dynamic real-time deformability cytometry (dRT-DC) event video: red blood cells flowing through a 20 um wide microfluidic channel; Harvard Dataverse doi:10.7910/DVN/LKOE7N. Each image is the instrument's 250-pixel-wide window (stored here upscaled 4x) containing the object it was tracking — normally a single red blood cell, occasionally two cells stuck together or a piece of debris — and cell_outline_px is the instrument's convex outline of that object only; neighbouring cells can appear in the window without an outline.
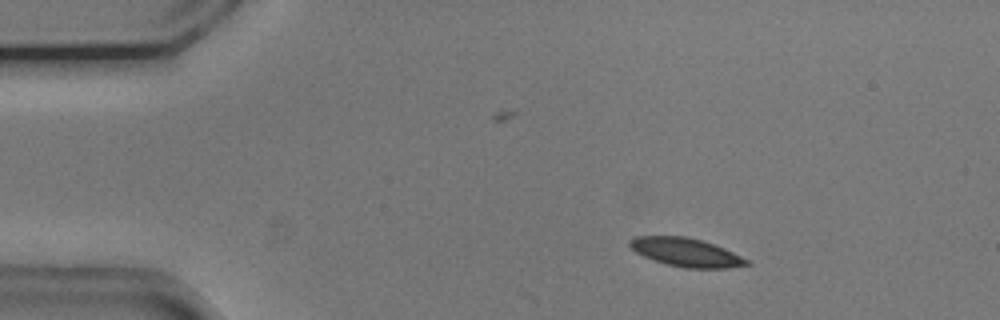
{"species": "common noctule bat (a hibernating species)", "species_latin": "Nyctalus noctula", "temperature_condition": "cold", "stored_images_in_passage": 13, "camera_frame_rate_fps": 3000, "um_per_image_px": 0.085, "animal": {"sex": "male", "body_mass_g": 20.5, "forearm_length_mm": 52.5}, "frame": {"image": 1, "passage_image": 7, "time_ms": 2.0, "image_size_px": [1000, 320], "cell_outline_px": [[752, 264], [728, 268], [684, 268], [668, 264], [644, 256], [636, 252], [628, 244], [628, 240], [636, 236], [688, 236], [724, 248], [752, 260]], "centroid_in_image_um": [58.37, 21.45], "position_along_channel_um": 26.6, "area_um2": 19.42}}